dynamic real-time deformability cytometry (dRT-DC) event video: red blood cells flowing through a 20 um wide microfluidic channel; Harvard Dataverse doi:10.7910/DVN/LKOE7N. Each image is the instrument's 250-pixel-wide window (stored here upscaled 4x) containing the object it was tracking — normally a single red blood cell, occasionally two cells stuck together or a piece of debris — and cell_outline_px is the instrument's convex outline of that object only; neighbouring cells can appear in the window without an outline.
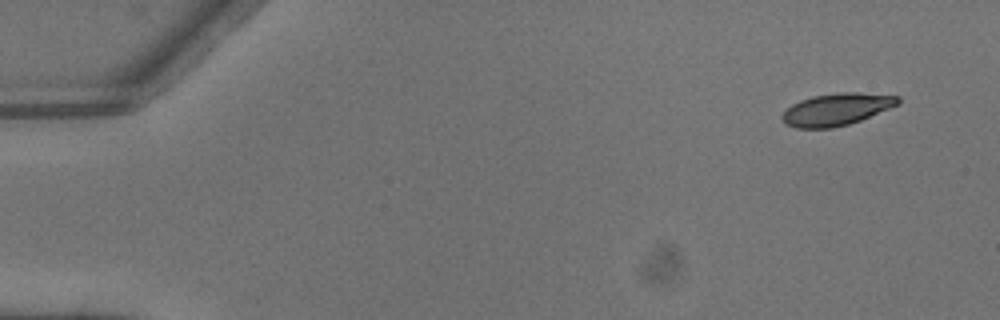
{"species": "common noctule bat (a hibernating species)", "species_latin": "Nyctalus noctula", "temperature_condition": "warm", "stored_images_in_passage": 5, "camera_frame_rate_fps": 3000, "um_per_image_px": 0.085, "animal": {"sex": "male", "body_mass_g": 13.3}, "frame": {"image": 1, "passage_image": 1, "time_ms": 0.0, "image_size_px": [1000, 320], "cell_outline_px": [[900, 104], [860, 120], [848, 124], [832, 128], [796, 128], [784, 124], [780, 116], [792, 104], [800, 100], [812, 96], [836, 92], [856, 92], [900, 96]], "centroid_in_image_um": [71.09, 9.29], "position_along_channel_um": 13.9, "area_um2": 21.79}}
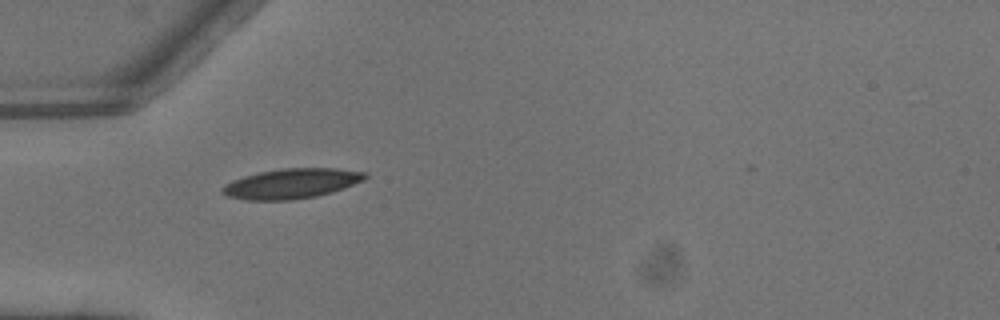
{"frame": {"image": 2, "passage_image": 4, "time_ms": 1.0, "image_size_px": [1000, 320], "cell_outline_px": [[368, 176], [364, 180], [344, 188], [332, 192], [316, 196], [292, 200], [244, 200], [228, 196], [220, 192], [220, 188], [224, 184], [232, 180], [244, 176], [260, 172], [284, 168], [336, 168], [368, 172]], "centroid_in_image_um": [24.78, 15.6], "position_along_channel_um": 60.2, "area_um2": 25.09}}
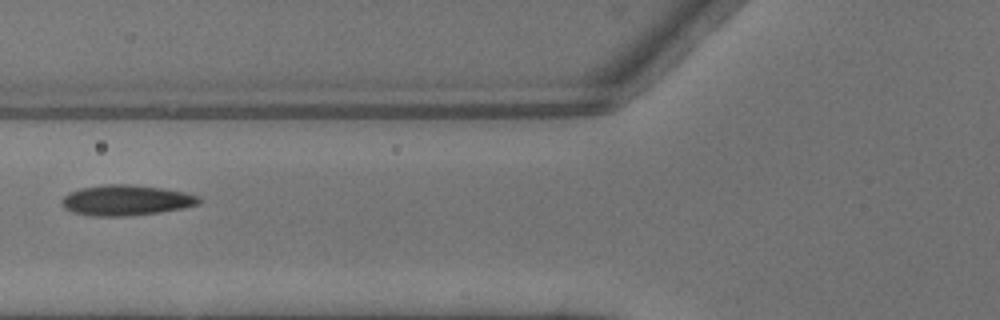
{"frame": {"image": 3, "passage_image": 5, "time_ms": 1.333, "image_size_px": [1000, 320], "cell_outline_px": [[200, 204], [184, 208], [160, 212], [124, 216], [92, 216], [72, 212], [64, 208], [60, 204], [60, 200], [68, 192], [80, 188], [104, 184], [132, 184], [160, 188], [184, 192], [200, 196]], "centroid_in_image_um": [10.68, 17.02], "position_along_channel_um": 115.1, "area_um2": 24.57}}